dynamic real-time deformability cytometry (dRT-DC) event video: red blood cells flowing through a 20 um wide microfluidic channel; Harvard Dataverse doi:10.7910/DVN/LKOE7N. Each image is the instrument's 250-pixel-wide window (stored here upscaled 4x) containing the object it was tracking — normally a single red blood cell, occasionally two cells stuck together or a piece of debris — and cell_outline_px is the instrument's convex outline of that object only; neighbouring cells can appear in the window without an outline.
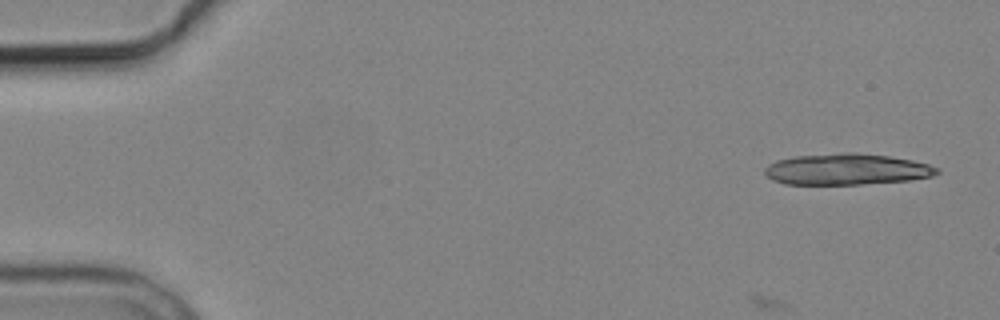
{"species": "common noctule bat (a hibernating species)", "species_latin": "Nyctalus noctula", "temperature_condition": "cold", "stored_images_in_passage": 8, "segment_of_instrument_passage": [1, 2], "camera_frame_rate_fps": 3000, "um_per_image_px": 0.085, "animal": {"sex": "male", "body_mass_g": 19.2, "forearm_length_mm": 51.8}, "frame": {"image": 1, "passage_image": 1, "time_ms": 0.0, "image_size_px": [1000, 320], "cell_outline_px": [[940, 172], [932, 176], [908, 180], [860, 184], [784, 184], [772, 180], [764, 172], [764, 168], [768, 164], [776, 160], [792, 156], [844, 152], [856, 152], [888, 156], [912, 160], [928, 164], [940, 168]], "centroid_in_image_um": [71.94, 14.38], "position_along_channel_um": 13.1, "area_um2": 31.44}}